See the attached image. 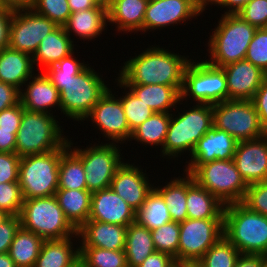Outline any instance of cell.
Wrapping results in <instances>:
<instances>
[{"label":"cell","mask_w":267,"mask_h":267,"mask_svg":"<svg viewBox=\"0 0 267 267\" xmlns=\"http://www.w3.org/2000/svg\"><path fill=\"white\" fill-rule=\"evenodd\" d=\"M190 61L188 57L165 48L150 46L138 56L127 60L117 78L124 85L160 84L173 86L181 93L184 72Z\"/></svg>","instance_id":"obj_1"},{"label":"cell","mask_w":267,"mask_h":267,"mask_svg":"<svg viewBox=\"0 0 267 267\" xmlns=\"http://www.w3.org/2000/svg\"><path fill=\"white\" fill-rule=\"evenodd\" d=\"M223 234L241 254L267 256V217L241 202L225 205Z\"/></svg>","instance_id":"obj_2"},{"label":"cell","mask_w":267,"mask_h":267,"mask_svg":"<svg viewBox=\"0 0 267 267\" xmlns=\"http://www.w3.org/2000/svg\"><path fill=\"white\" fill-rule=\"evenodd\" d=\"M208 41L210 60L216 67H224L244 60L247 49L257 30L237 14H222Z\"/></svg>","instance_id":"obj_3"},{"label":"cell","mask_w":267,"mask_h":267,"mask_svg":"<svg viewBox=\"0 0 267 267\" xmlns=\"http://www.w3.org/2000/svg\"><path fill=\"white\" fill-rule=\"evenodd\" d=\"M55 117L24 109L16 134L15 153L20 158L59 149L69 141Z\"/></svg>","instance_id":"obj_4"},{"label":"cell","mask_w":267,"mask_h":267,"mask_svg":"<svg viewBox=\"0 0 267 267\" xmlns=\"http://www.w3.org/2000/svg\"><path fill=\"white\" fill-rule=\"evenodd\" d=\"M183 113L173 115L170 123L162 155L175 159L178 154L190 151L193 153L199 139L213 126V111L211 104H196ZM179 115V116H178ZM175 116V118H174ZM177 116V117H176Z\"/></svg>","instance_id":"obj_5"},{"label":"cell","mask_w":267,"mask_h":267,"mask_svg":"<svg viewBox=\"0 0 267 267\" xmlns=\"http://www.w3.org/2000/svg\"><path fill=\"white\" fill-rule=\"evenodd\" d=\"M21 226L43 240H61L73 236L77 229L66 218L55 195L24 199L19 213Z\"/></svg>","instance_id":"obj_6"},{"label":"cell","mask_w":267,"mask_h":267,"mask_svg":"<svg viewBox=\"0 0 267 267\" xmlns=\"http://www.w3.org/2000/svg\"><path fill=\"white\" fill-rule=\"evenodd\" d=\"M106 81L87 66L67 81H51L60 92L61 113L75 121H85L93 106L109 89Z\"/></svg>","instance_id":"obj_7"},{"label":"cell","mask_w":267,"mask_h":267,"mask_svg":"<svg viewBox=\"0 0 267 267\" xmlns=\"http://www.w3.org/2000/svg\"><path fill=\"white\" fill-rule=\"evenodd\" d=\"M68 142L61 148L20 158L18 182L24 199L55 195L59 185V163Z\"/></svg>","instance_id":"obj_8"},{"label":"cell","mask_w":267,"mask_h":267,"mask_svg":"<svg viewBox=\"0 0 267 267\" xmlns=\"http://www.w3.org/2000/svg\"><path fill=\"white\" fill-rule=\"evenodd\" d=\"M191 175L225 205L242 202L248 188L233 159L204 163Z\"/></svg>","instance_id":"obj_9"},{"label":"cell","mask_w":267,"mask_h":267,"mask_svg":"<svg viewBox=\"0 0 267 267\" xmlns=\"http://www.w3.org/2000/svg\"><path fill=\"white\" fill-rule=\"evenodd\" d=\"M187 97H192L198 104L214 105L227 101L228 90L223 69L206 60H191L184 72L181 101Z\"/></svg>","instance_id":"obj_10"},{"label":"cell","mask_w":267,"mask_h":267,"mask_svg":"<svg viewBox=\"0 0 267 267\" xmlns=\"http://www.w3.org/2000/svg\"><path fill=\"white\" fill-rule=\"evenodd\" d=\"M213 126L238 142L265 135L252 100H227L212 105Z\"/></svg>","instance_id":"obj_11"},{"label":"cell","mask_w":267,"mask_h":267,"mask_svg":"<svg viewBox=\"0 0 267 267\" xmlns=\"http://www.w3.org/2000/svg\"><path fill=\"white\" fill-rule=\"evenodd\" d=\"M72 145L71 140L68 141V148L82 161L87 190L93 193L109 188L116 170L124 163L120 147L112 142L94 144L84 149H72Z\"/></svg>","instance_id":"obj_12"},{"label":"cell","mask_w":267,"mask_h":267,"mask_svg":"<svg viewBox=\"0 0 267 267\" xmlns=\"http://www.w3.org/2000/svg\"><path fill=\"white\" fill-rule=\"evenodd\" d=\"M179 227L178 262H197L224 236V219L187 218Z\"/></svg>","instance_id":"obj_13"},{"label":"cell","mask_w":267,"mask_h":267,"mask_svg":"<svg viewBox=\"0 0 267 267\" xmlns=\"http://www.w3.org/2000/svg\"><path fill=\"white\" fill-rule=\"evenodd\" d=\"M56 27L53 21L32 8L13 10L8 47L33 56L43 38Z\"/></svg>","instance_id":"obj_14"},{"label":"cell","mask_w":267,"mask_h":267,"mask_svg":"<svg viewBox=\"0 0 267 267\" xmlns=\"http://www.w3.org/2000/svg\"><path fill=\"white\" fill-rule=\"evenodd\" d=\"M112 94L109 88L85 119L91 118L92 122L96 123V128H99V131L102 130L103 136L109 139L108 141L125 143L126 140L130 141L132 132L128 126L120 97H115V93Z\"/></svg>","instance_id":"obj_15"},{"label":"cell","mask_w":267,"mask_h":267,"mask_svg":"<svg viewBox=\"0 0 267 267\" xmlns=\"http://www.w3.org/2000/svg\"><path fill=\"white\" fill-rule=\"evenodd\" d=\"M206 10L201 0L149 1L143 20V31L156 30L188 21Z\"/></svg>","instance_id":"obj_16"},{"label":"cell","mask_w":267,"mask_h":267,"mask_svg":"<svg viewBox=\"0 0 267 267\" xmlns=\"http://www.w3.org/2000/svg\"><path fill=\"white\" fill-rule=\"evenodd\" d=\"M238 141L212 126L198 141L185 172L192 174L200 165L214 160L233 159Z\"/></svg>","instance_id":"obj_17"},{"label":"cell","mask_w":267,"mask_h":267,"mask_svg":"<svg viewBox=\"0 0 267 267\" xmlns=\"http://www.w3.org/2000/svg\"><path fill=\"white\" fill-rule=\"evenodd\" d=\"M233 161L247 185L267 180V135L238 142Z\"/></svg>","instance_id":"obj_18"},{"label":"cell","mask_w":267,"mask_h":267,"mask_svg":"<svg viewBox=\"0 0 267 267\" xmlns=\"http://www.w3.org/2000/svg\"><path fill=\"white\" fill-rule=\"evenodd\" d=\"M142 170L140 166L137 167L128 162L123 163L116 170L110 186L136 212L154 188Z\"/></svg>","instance_id":"obj_19"},{"label":"cell","mask_w":267,"mask_h":267,"mask_svg":"<svg viewBox=\"0 0 267 267\" xmlns=\"http://www.w3.org/2000/svg\"><path fill=\"white\" fill-rule=\"evenodd\" d=\"M221 68L226 76L228 100H252L267 77L264 71L245 59Z\"/></svg>","instance_id":"obj_20"},{"label":"cell","mask_w":267,"mask_h":267,"mask_svg":"<svg viewBox=\"0 0 267 267\" xmlns=\"http://www.w3.org/2000/svg\"><path fill=\"white\" fill-rule=\"evenodd\" d=\"M88 220L128 227L136 222V211L109 187L92 193Z\"/></svg>","instance_id":"obj_21"},{"label":"cell","mask_w":267,"mask_h":267,"mask_svg":"<svg viewBox=\"0 0 267 267\" xmlns=\"http://www.w3.org/2000/svg\"><path fill=\"white\" fill-rule=\"evenodd\" d=\"M127 226L88 220L78 230L79 247H98L107 250H124Z\"/></svg>","instance_id":"obj_22"},{"label":"cell","mask_w":267,"mask_h":267,"mask_svg":"<svg viewBox=\"0 0 267 267\" xmlns=\"http://www.w3.org/2000/svg\"><path fill=\"white\" fill-rule=\"evenodd\" d=\"M30 80L29 84H24L27 88L20 90V102L23 108L28 111L53 114L50 110L51 107L58 106V109L60 108L59 90L44 72L33 75Z\"/></svg>","instance_id":"obj_23"},{"label":"cell","mask_w":267,"mask_h":267,"mask_svg":"<svg viewBox=\"0 0 267 267\" xmlns=\"http://www.w3.org/2000/svg\"><path fill=\"white\" fill-rule=\"evenodd\" d=\"M186 201L189 219H224L225 204L201 187L188 173Z\"/></svg>","instance_id":"obj_24"},{"label":"cell","mask_w":267,"mask_h":267,"mask_svg":"<svg viewBox=\"0 0 267 267\" xmlns=\"http://www.w3.org/2000/svg\"><path fill=\"white\" fill-rule=\"evenodd\" d=\"M33 69V56L9 47L0 50V82L21 90V86L34 75Z\"/></svg>","instance_id":"obj_25"},{"label":"cell","mask_w":267,"mask_h":267,"mask_svg":"<svg viewBox=\"0 0 267 267\" xmlns=\"http://www.w3.org/2000/svg\"><path fill=\"white\" fill-rule=\"evenodd\" d=\"M74 45L73 39L65 32L63 26H57L40 42L33 55L34 65L36 63L45 69L56 65L74 52Z\"/></svg>","instance_id":"obj_26"},{"label":"cell","mask_w":267,"mask_h":267,"mask_svg":"<svg viewBox=\"0 0 267 267\" xmlns=\"http://www.w3.org/2000/svg\"><path fill=\"white\" fill-rule=\"evenodd\" d=\"M119 86L130 89L139 99L154 112L170 113L169 109L177 107L181 102V93L173 86H164L160 84L149 85H124L118 78Z\"/></svg>","instance_id":"obj_27"},{"label":"cell","mask_w":267,"mask_h":267,"mask_svg":"<svg viewBox=\"0 0 267 267\" xmlns=\"http://www.w3.org/2000/svg\"><path fill=\"white\" fill-rule=\"evenodd\" d=\"M149 0H114L107 10L109 24L123 32H143V20Z\"/></svg>","instance_id":"obj_28"},{"label":"cell","mask_w":267,"mask_h":267,"mask_svg":"<svg viewBox=\"0 0 267 267\" xmlns=\"http://www.w3.org/2000/svg\"><path fill=\"white\" fill-rule=\"evenodd\" d=\"M108 23L107 10L103 7H94L79 12L71 13L63 25L65 32L70 36H79L81 39H94L102 34Z\"/></svg>","instance_id":"obj_29"},{"label":"cell","mask_w":267,"mask_h":267,"mask_svg":"<svg viewBox=\"0 0 267 267\" xmlns=\"http://www.w3.org/2000/svg\"><path fill=\"white\" fill-rule=\"evenodd\" d=\"M71 240L72 236L61 240H44L34 267L74 266L79 261L80 250L78 246H73Z\"/></svg>","instance_id":"obj_30"},{"label":"cell","mask_w":267,"mask_h":267,"mask_svg":"<svg viewBox=\"0 0 267 267\" xmlns=\"http://www.w3.org/2000/svg\"><path fill=\"white\" fill-rule=\"evenodd\" d=\"M91 195L88 190L77 189H58L55 193L63 213L77 230L89 219Z\"/></svg>","instance_id":"obj_31"},{"label":"cell","mask_w":267,"mask_h":267,"mask_svg":"<svg viewBox=\"0 0 267 267\" xmlns=\"http://www.w3.org/2000/svg\"><path fill=\"white\" fill-rule=\"evenodd\" d=\"M155 251L151 230L137 222L131 223L127 228L124 248L127 266H139Z\"/></svg>","instance_id":"obj_32"},{"label":"cell","mask_w":267,"mask_h":267,"mask_svg":"<svg viewBox=\"0 0 267 267\" xmlns=\"http://www.w3.org/2000/svg\"><path fill=\"white\" fill-rule=\"evenodd\" d=\"M43 241L40 236L20 226L8 254L17 267H34Z\"/></svg>","instance_id":"obj_33"},{"label":"cell","mask_w":267,"mask_h":267,"mask_svg":"<svg viewBox=\"0 0 267 267\" xmlns=\"http://www.w3.org/2000/svg\"><path fill=\"white\" fill-rule=\"evenodd\" d=\"M155 187L147 195L142 207L136 212V222L151 231L172 221L169 208Z\"/></svg>","instance_id":"obj_34"},{"label":"cell","mask_w":267,"mask_h":267,"mask_svg":"<svg viewBox=\"0 0 267 267\" xmlns=\"http://www.w3.org/2000/svg\"><path fill=\"white\" fill-rule=\"evenodd\" d=\"M182 178L177 177L165 186L155 189L162 195L169 208V214L172 221L181 223L188 218L187 215V172Z\"/></svg>","instance_id":"obj_35"},{"label":"cell","mask_w":267,"mask_h":267,"mask_svg":"<svg viewBox=\"0 0 267 267\" xmlns=\"http://www.w3.org/2000/svg\"><path fill=\"white\" fill-rule=\"evenodd\" d=\"M170 113L154 112L145 122L137 127L131 135L130 140H136L141 144L164 146V141L170 123Z\"/></svg>","instance_id":"obj_36"},{"label":"cell","mask_w":267,"mask_h":267,"mask_svg":"<svg viewBox=\"0 0 267 267\" xmlns=\"http://www.w3.org/2000/svg\"><path fill=\"white\" fill-rule=\"evenodd\" d=\"M86 174L82 161L67 148L59 163L58 189L87 190Z\"/></svg>","instance_id":"obj_37"},{"label":"cell","mask_w":267,"mask_h":267,"mask_svg":"<svg viewBox=\"0 0 267 267\" xmlns=\"http://www.w3.org/2000/svg\"><path fill=\"white\" fill-rule=\"evenodd\" d=\"M83 267H128L124 250L79 247Z\"/></svg>","instance_id":"obj_38"},{"label":"cell","mask_w":267,"mask_h":267,"mask_svg":"<svg viewBox=\"0 0 267 267\" xmlns=\"http://www.w3.org/2000/svg\"><path fill=\"white\" fill-rule=\"evenodd\" d=\"M241 253L222 236L198 261L201 267H235Z\"/></svg>","instance_id":"obj_39"},{"label":"cell","mask_w":267,"mask_h":267,"mask_svg":"<svg viewBox=\"0 0 267 267\" xmlns=\"http://www.w3.org/2000/svg\"><path fill=\"white\" fill-rule=\"evenodd\" d=\"M179 223L170 221L151 231L156 251L164 252L175 258L178 262Z\"/></svg>","instance_id":"obj_40"},{"label":"cell","mask_w":267,"mask_h":267,"mask_svg":"<svg viewBox=\"0 0 267 267\" xmlns=\"http://www.w3.org/2000/svg\"><path fill=\"white\" fill-rule=\"evenodd\" d=\"M125 93L126 95L120 97V100L123 105V111L130 131L133 132L137 127L145 122L154 113V111L149 107V105L139 99L130 89Z\"/></svg>","instance_id":"obj_41"},{"label":"cell","mask_w":267,"mask_h":267,"mask_svg":"<svg viewBox=\"0 0 267 267\" xmlns=\"http://www.w3.org/2000/svg\"><path fill=\"white\" fill-rule=\"evenodd\" d=\"M32 9L57 26H63L71 15L68 0H34Z\"/></svg>","instance_id":"obj_42"},{"label":"cell","mask_w":267,"mask_h":267,"mask_svg":"<svg viewBox=\"0 0 267 267\" xmlns=\"http://www.w3.org/2000/svg\"><path fill=\"white\" fill-rule=\"evenodd\" d=\"M73 55V56H72ZM74 57V52L68 57L63 58L56 65L50 66L43 72L49 78L50 81H67L71 80L72 77L77 76L82 72L89 64H84L79 62L77 58Z\"/></svg>","instance_id":"obj_43"},{"label":"cell","mask_w":267,"mask_h":267,"mask_svg":"<svg viewBox=\"0 0 267 267\" xmlns=\"http://www.w3.org/2000/svg\"><path fill=\"white\" fill-rule=\"evenodd\" d=\"M245 60L267 74V28L256 30L247 49Z\"/></svg>","instance_id":"obj_44"},{"label":"cell","mask_w":267,"mask_h":267,"mask_svg":"<svg viewBox=\"0 0 267 267\" xmlns=\"http://www.w3.org/2000/svg\"><path fill=\"white\" fill-rule=\"evenodd\" d=\"M23 202L19 182L0 183V209L11 216H19Z\"/></svg>","instance_id":"obj_45"},{"label":"cell","mask_w":267,"mask_h":267,"mask_svg":"<svg viewBox=\"0 0 267 267\" xmlns=\"http://www.w3.org/2000/svg\"><path fill=\"white\" fill-rule=\"evenodd\" d=\"M241 203L251 211L267 217V180L248 185Z\"/></svg>","instance_id":"obj_46"},{"label":"cell","mask_w":267,"mask_h":267,"mask_svg":"<svg viewBox=\"0 0 267 267\" xmlns=\"http://www.w3.org/2000/svg\"><path fill=\"white\" fill-rule=\"evenodd\" d=\"M237 15L257 29L267 28V0H251Z\"/></svg>","instance_id":"obj_47"},{"label":"cell","mask_w":267,"mask_h":267,"mask_svg":"<svg viewBox=\"0 0 267 267\" xmlns=\"http://www.w3.org/2000/svg\"><path fill=\"white\" fill-rule=\"evenodd\" d=\"M19 162L16 153L0 152V183L18 182Z\"/></svg>","instance_id":"obj_48"},{"label":"cell","mask_w":267,"mask_h":267,"mask_svg":"<svg viewBox=\"0 0 267 267\" xmlns=\"http://www.w3.org/2000/svg\"><path fill=\"white\" fill-rule=\"evenodd\" d=\"M20 226L19 216H10L0 225V254L8 253L10 245Z\"/></svg>","instance_id":"obj_49"},{"label":"cell","mask_w":267,"mask_h":267,"mask_svg":"<svg viewBox=\"0 0 267 267\" xmlns=\"http://www.w3.org/2000/svg\"><path fill=\"white\" fill-rule=\"evenodd\" d=\"M24 108L21 104H16L0 112V129L13 130L17 134L20 127Z\"/></svg>","instance_id":"obj_50"},{"label":"cell","mask_w":267,"mask_h":267,"mask_svg":"<svg viewBox=\"0 0 267 267\" xmlns=\"http://www.w3.org/2000/svg\"><path fill=\"white\" fill-rule=\"evenodd\" d=\"M263 132L267 135V77L252 98Z\"/></svg>","instance_id":"obj_51"},{"label":"cell","mask_w":267,"mask_h":267,"mask_svg":"<svg viewBox=\"0 0 267 267\" xmlns=\"http://www.w3.org/2000/svg\"><path fill=\"white\" fill-rule=\"evenodd\" d=\"M20 103V89L0 82V112Z\"/></svg>","instance_id":"obj_52"},{"label":"cell","mask_w":267,"mask_h":267,"mask_svg":"<svg viewBox=\"0 0 267 267\" xmlns=\"http://www.w3.org/2000/svg\"><path fill=\"white\" fill-rule=\"evenodd\" d=\"M175 262V258L171 255L155 251L137 267H174Z\"/></svg>","instance_id":"obj_53"},{"label":"cell","mask_w":267,"mask_h":267,"mask_svg":"<svg viewBox=\"0 0 267 267\" xmlns=\"http://www.w3.org/2000/svg\"><path fill=\"white\" fill-rule=\"evenodd\" d=\"M13 10L0 9V50L9 45V27Z\"/></svg>","instance_id":"obj_54"},{"label":"cell","mask_w":267,"mask_h":267,"mask_svg":"<svg viewBox=\"0 0 267 267\" xmlns=\"http://www.w3.org/2000/svg\"><path fill=\"white\" fill-rule=\"evenodd\" d=\"M267 264V256L241 254L237 260L235 267H265Z\"/></svg>","instance_id":"obj_55"},{"label":"cell","mask_w":267,"mask_h":267,"mask_svg":"<svg viewBox=\"0 0 267 267\" xmlns=\"http://www.w3.org/2000/svg\"><path fill=\"white\" fill-rule=\"evenodd\" d=\"M16 134L13 130L0 129V152L15 153Z\"/></svg>","instance_id":"obj_56"},{"label":"cell","mask_w":267,"mask_h":267,"mask_svg":"<svg viewBox=\"0 0 267 267\" xmlns=\"http://www.w3.org/2000/svg\"><path fill=\"white\" fill-rule=\"evenodd\" d=\"M251 0H211L210 5L215 4L216 6L226 7L227 9L224 14H238L240 10L250 2Z\"/></svg>","instance_id":"obj_57"},{"label":"cell","mask_w":267,"mask_h":267,"mask_svg":"<svg viewBox=\"0 0 267 267\" xmlns=\"http://www.w3.org/2000/svg\"><path fill=\"white\" fill-rule=\"evenodd\" d=\"M71 13L100 7L93 0H68Z\"/></svg>","instance_id":"obj_58"},{"label":"cell","mask_w":267,"mask_h":267,"mask_svg":"<svg viewBox=\"0 0 267 267\" xmlns=\"http://www.w3.org/2000/svg\"><path fill=\"white\" fill-rule=\"evenodd\" d=\"M6 8L11 10L32 8L34 0H2Z\"/></svg>","instance_id":"obj_59"},{"label":"cell","mask_w":267,"mask_h":267,"mask_svg":"<svg viewBox=\"0 0 267 267\" xmlns=\"http://www.w3.org/2000/svg\"><path fill=\"white\" fill-rule=\"evenodd\" d=\"M0 267H17L8 253L0 254Z\"/></svg>","instance_id":"obj_60"},{"label":"cell","mask_w":267,"mask_h":267,"mask_svg":"<svg viewBox=\"0 0 267 267\" xmlns=\"http://www.w3.org/2000/svg\"><path fill=\"white\" fill-rule=\"evenodd\" d=\"M93 1L97 6L103 7L106 10H108L114 2V0H93Z\"/></svg>","instance_id":"obj_61"},{"label":"cell","mask_w":267,"mask_h":267,"mask_svg":"<svg viewBox=\"0 0 267 267\" xmlns=\"http://www.w3.org/2000/svg\"><path fill=\"white\" fill-rule=\"evenodd\" d=\"M174 267H201L197 262H175Z\"/></svg>","instance_id":"obj_62"},{"label":"cell","mask_w":267,"mask_h":267,"mask_svg":"<svg viewBox=\"0 0 267 267\" xmlns=\"http://www.w3.org/2000/svg\"><path fill=\"white\" fill-rule=\"evenodd\" d=\"M11 215H9L7 212L4 210L0 209V225L7 220Z\"/></svg>","instance_id":"obj_63"},{"label":"cell","mask_w":267,"mask_h":267,"mask_svg":"<svg viewBox=\"0 0 267 267\" xmlns=\"http://www.w3.org/2000/svg\"><path fill=\"white\" fill-rule=\"evenodd\" d=\"M202 1V4L205 6V7H207V5H209V2L211 1V0H201Z\"/></svg>","instance_id":"obj_64"},{"label":"cell","mask_w":267,"mask_h":267,"mask_svg":"<svg viewBox=\"0 0 267 267\" xmlns=\"http://www.w3.org/2000/svg\"><path fill=\"white\" fill-rule=\"evenodd\" d=\"M72 267H83L81 261L79 260L74 266Z\"/></svg>","instance_id":"obj_65"},{"label":"cell","mask_w":267,"mask_h":267,"mask_svg":"<svg viewBox=\"0 0 267 267\" xmlns=\"http://www.w3.org/2000/svg\"><path fill=\"white\" fill-rule=\"evenodd\" d=\"M0 9H9V8L5 7V5L3 4L2 0H0Z\"/></svg>","instance_id":"obj_66"}]
</instances>
